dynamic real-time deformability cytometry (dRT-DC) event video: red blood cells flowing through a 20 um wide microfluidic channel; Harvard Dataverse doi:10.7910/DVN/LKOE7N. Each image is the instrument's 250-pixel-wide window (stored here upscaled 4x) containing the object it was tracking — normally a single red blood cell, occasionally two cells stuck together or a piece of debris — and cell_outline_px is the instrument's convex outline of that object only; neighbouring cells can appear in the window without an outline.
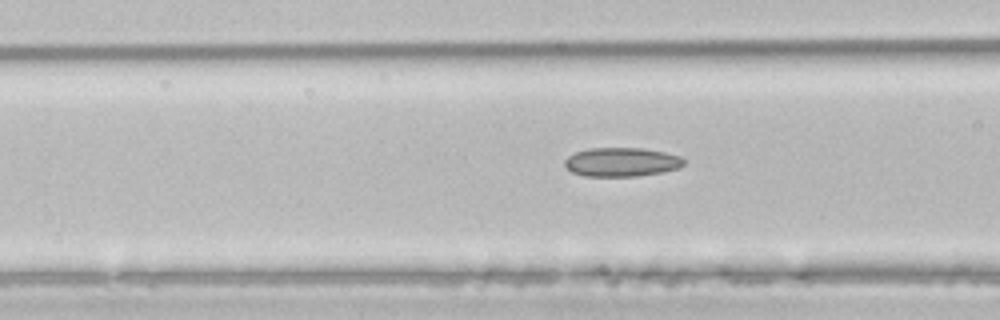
{"species": "common noctule bat (a hibernating species)", "species_latin": "Nyctalus noctula", "temperature_condition": "room temperature", "stored_images_in_passage": 31, "camera_frame_rate_fps": 3000, "um_per_image_px": 0.085, "animal": {"sex": "male", "body_mass_g": 21.5, "forearm_length_mm": 52.0}, "frame": {"image": 1, "passage_image": 10, "time_ms": 3.0, "image_size_px": [1000, 320], "cell_outline_px": [[684, 164], [680, 168], [660, 172], [636, 176], [584, 176], [572, 172], [564, 164], [564, 160], [568, 156], [576, 152], [588, 148], [644, 148], [664, 152], [680, 156], [684, 160]], "centroid_in_image_um": [52.83, 13.77], "position_along_channel_um": 113.8, "area_um2": 20.06}}
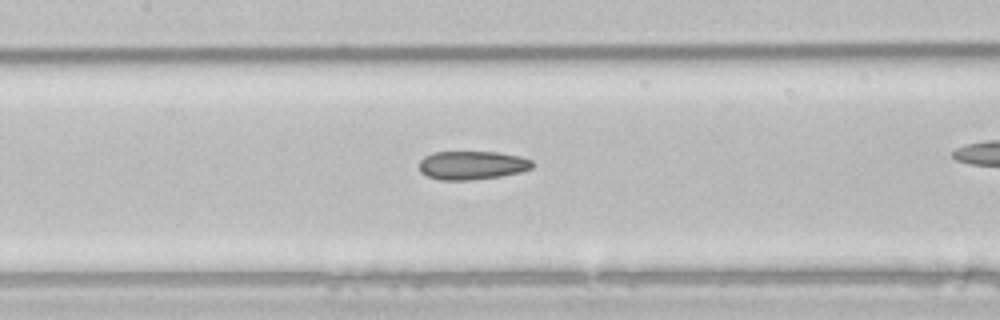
{"frame": {"image": 2, "passage_image": 14, "time_ms": 4.333, "image_size_px": [1000, 320], "cell_outline_px": [[536, 164], [532, 168], [520, 172], [500, 176], [468, 180], [440, 180], [428, 176], [420, 172], [420, 160], [424, 156], [432, 152], [500, 152], [520, 156], [532, 160]], "centroid_in_image_um": [40.15, 14.04], "position_along_channel_um": 167.3, "area_um2": 18.96}}